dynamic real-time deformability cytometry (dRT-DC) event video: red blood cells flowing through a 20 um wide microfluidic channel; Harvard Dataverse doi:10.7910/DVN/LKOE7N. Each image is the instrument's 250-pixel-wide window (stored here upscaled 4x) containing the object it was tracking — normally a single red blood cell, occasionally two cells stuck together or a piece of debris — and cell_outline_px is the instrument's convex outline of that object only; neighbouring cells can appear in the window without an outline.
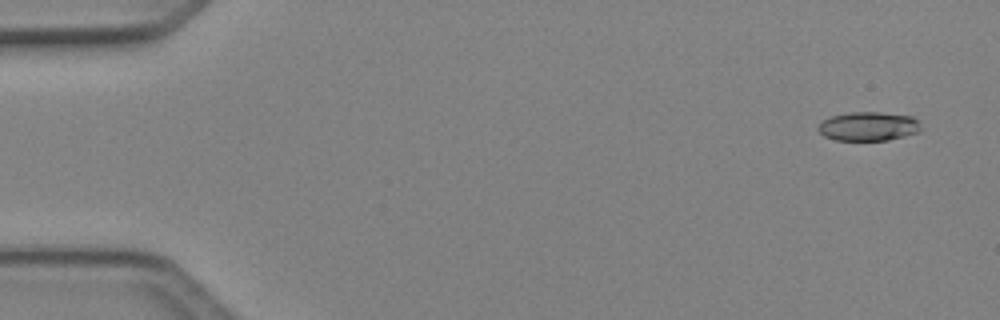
{"species": "Egyptian fruit bat (a non-hibernating species)", "species_latin": "Rousettus aegyptiacus", "temperature_condition": "cold", "stored_images_in_passage": 7, "camera_frame_rate_fps": 3000, "um_per_image_px": 0.085, "animal": {"sex": "female"}, "frame": {"image": 1, "passage_image": 1, "time_ms": 0.0, "image_size_px": [1000, 320], "cell_outline_px": [[920, 132], [888, 140], [836, 140], [824, 136], [816, 128], [824, 120], [832, 116], [848, 112], [880, 112], [912, 116], [916, 120], [920, 128]], "centroid_in_image_um": [73.81, 10.74], "position_along_channel_um": 11.2, "area_um2": 17.22}}
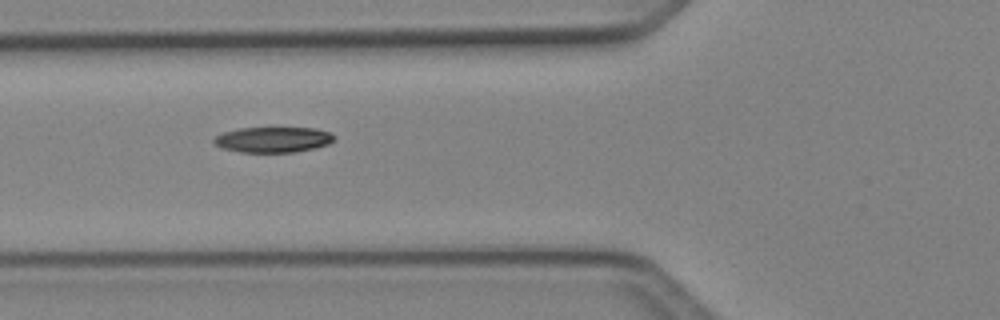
{"frame": {"image": 2, "passage_image": 6, "time_ms": 1.667, "image_size_px": [1000, 320], "cell_outline_px": [[336, 136], [328, 144], [316, 148], [296, 152], [240, 152], [220, 148], [212, 140], [216, 136], [224, 132], [240, 128], [276, 124], [316, 128], [328, 132]], "centroid_in_image_um": [23.23, 11.81], "position_along_channel_um": 102.6, "area_um2": 18.96}}
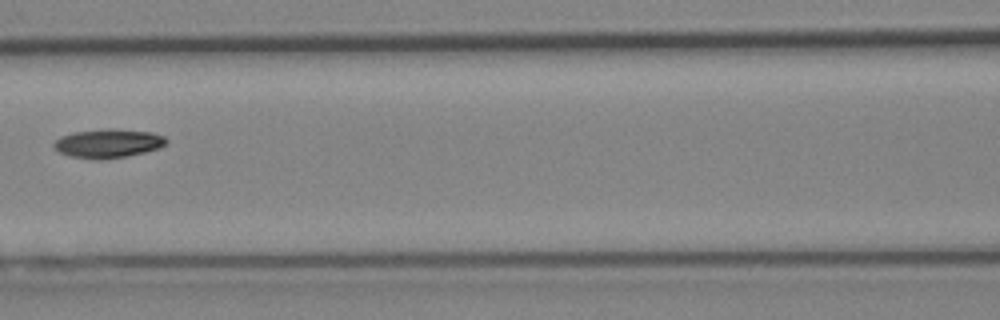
{"frame": {"image": 3, "passage_image": 7, "time_ms": 2.0, "image_size_px": [1000, 320], "cell_outline_px": [[168, 144], [160, 148], [128, 156], [100, 160], [72, 156], [60, 152], [52, 144], [60, 136], [72, 132], [104, 128], [112, 128], [152, 132], [164, 136], [168, 140]], "centroid_in_image_um": [9.23, 12.17], "position_along_channel_um": 157.4, "area_um2": 19.07}}